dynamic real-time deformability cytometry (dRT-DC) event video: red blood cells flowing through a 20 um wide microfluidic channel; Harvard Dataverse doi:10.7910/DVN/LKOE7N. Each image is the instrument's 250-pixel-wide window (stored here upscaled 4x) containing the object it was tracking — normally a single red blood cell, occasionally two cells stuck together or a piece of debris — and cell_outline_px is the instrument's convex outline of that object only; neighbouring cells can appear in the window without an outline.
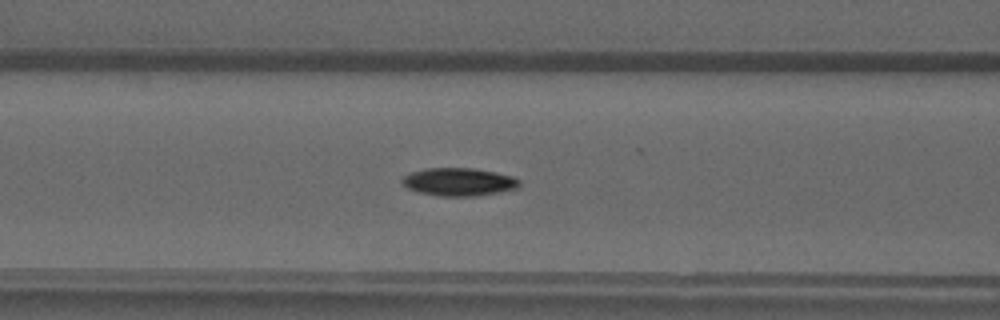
{"species": "common noctule bat (a hibernating species)", "species_latin": "Nyctalus noctula", "temperature_condition": "warm", "stored_images_in_passage": 49, "camera_frame_rate_fps": 3000, "um_per_image_px": 0.085, "animal": {"sex": "male", "forearm_length_mm": 52.5}, "frame": {"image": 1, "passage_image": 20, "time_ms": 6.333, "image_size_px": [1000, 320], "cell_outline_px": [[520, 184], [516, 188], [500, 192], [480, 196], [440, 196], [420, 192], [408, 188], [400, 180], [404, 176], [412, 172], [424, 168], [472, 168], [496, 172], [512, 176], [520, 180]], "centroid_in_image_um": [39.02, 15.46], "position_along_channel_um": 127.6, "area_um2": 19.07}}
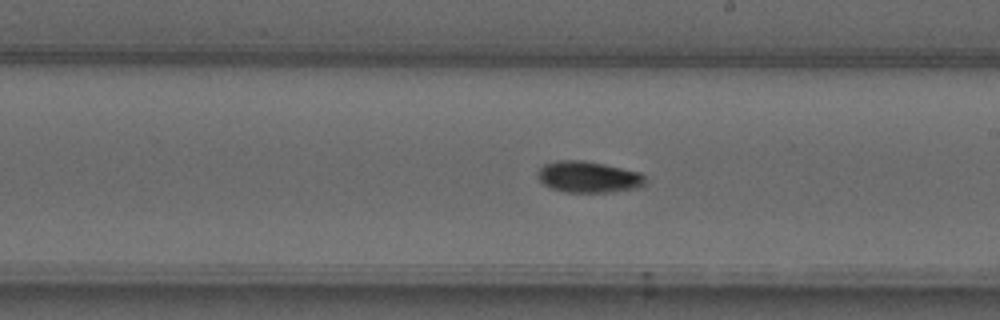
{"frame": {"image": 2, "passage_image": 28, "time_ms": 9.0, "image_size_px": [1000, 320], "cell_outline_px": [[644, 188], [612, 192], [564, 192], [552, 188], [544, 184], [536, 176], [536, 172], [544, 164], [556, 160], [580, 160], [604, 164], [640, 172], [644, 176]], "centroid_in_image_um": [50.02, 15.05], "position_along_channel_um": 239.0, "area_um2": 19.83}}
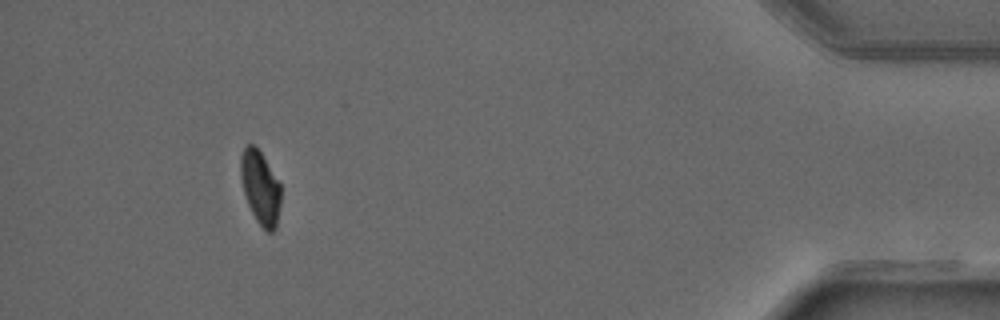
{"frame": {"image": 3, "passage_image": 45, "time_ms": 14.667, "image_size_px": [1000, 320], "cell_outline_px": [[280, 204], [276, 228], [272, 232], [268, 232], [256, 220], [248, 204], [244, 192], [240, 176], [240, 156], [244, 148], [248, 144], [252, 144], [260, 152], [280, 184]], "centroid_in_image_um": [22.11, 15.95], "position_along_channel_um": 413.1, "area_um2": 16.88}}